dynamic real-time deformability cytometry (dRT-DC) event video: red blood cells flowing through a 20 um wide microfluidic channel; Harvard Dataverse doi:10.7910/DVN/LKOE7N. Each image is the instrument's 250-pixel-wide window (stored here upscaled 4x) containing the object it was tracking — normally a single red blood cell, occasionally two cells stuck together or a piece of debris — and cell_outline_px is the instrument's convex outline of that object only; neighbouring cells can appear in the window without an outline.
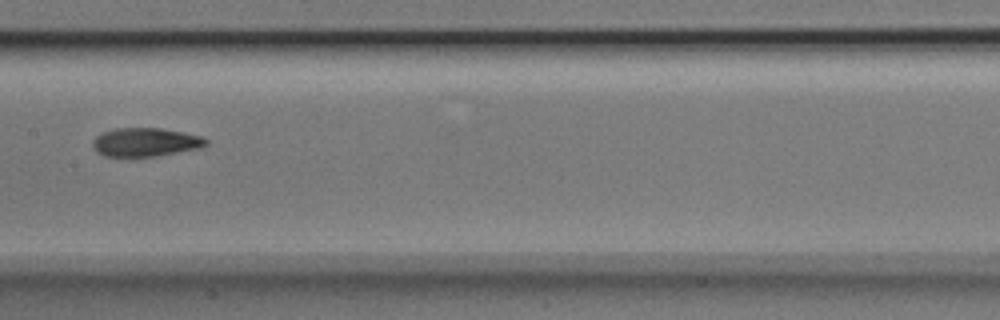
{"species": "Egyptian fruit bat (a non-hibernating species)", "species_latin": "Rousettus aegyptiacus", "temperature_condition": "room temperature", "stored_images_in_passage": 7, "camera_frame_rate_fps": 3000, "um_per_image_px": 0.085, "animal": {"sex": "male"}, "frame": {"image": 1, "passage_image": 7, "time_ms": 2.0, "image_size_px": [1000, 320], "cell_outline_px": [[208, 144], [200, 148], [156, 156], [104, 156], [96, 152], [92, 148], [92, 140], [100, 132], [116, 128], [160, 128], [184, 132], [200, 136], [208, 140]], "centroid_in_image_um": [12.32, 12.08], "position_along_channel_um": 195.1, "area_um2": 19.02}}